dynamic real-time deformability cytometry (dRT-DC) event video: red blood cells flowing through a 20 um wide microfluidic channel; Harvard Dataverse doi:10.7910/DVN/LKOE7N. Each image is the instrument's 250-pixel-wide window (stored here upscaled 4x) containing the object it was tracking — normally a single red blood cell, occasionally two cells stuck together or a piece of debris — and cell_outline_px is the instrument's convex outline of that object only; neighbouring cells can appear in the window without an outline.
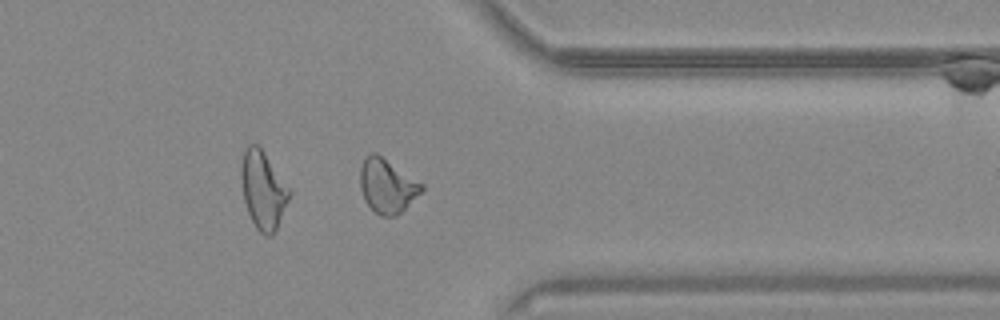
{"species": "common noctule bat (a hibernating species)", "species_latin": "Nyctalus noctula", "temperature_condition": "warm", "stored_images_in_passage": 38, "camera_frame_rate_fps": 3000, "um_per_image_px": 0.085, "animal": {"sex": "male", "body_mass_g": 20.4}, "frame": {"image": 1, "passage_image": 27, "time_ms": 8.667, "image_size_px": [1000, 320], "cell_outline_px": [[424, 188], [396, 216], [380, 216], [364, 200], [360, 188], [360, 168], [364, 156], [372, 152], [376, 152], [424, 184]], "centroid_in_image_um": [32.87, 15.76], "position_along_channel_um": 378.5, "area_um2": 19.25}, "authors_computed_cell_mechanics": {"area_um2": 18.1781, "velocity_mm_per_s": 3.7689, "shape_relaxation_time_tau1_ms": 7.3618, "shape_relaxation_time_tau2_ms": 2.4739, "deformation_change_tau1": 0.1604, "deformation_change_tau2": 0.0972}}